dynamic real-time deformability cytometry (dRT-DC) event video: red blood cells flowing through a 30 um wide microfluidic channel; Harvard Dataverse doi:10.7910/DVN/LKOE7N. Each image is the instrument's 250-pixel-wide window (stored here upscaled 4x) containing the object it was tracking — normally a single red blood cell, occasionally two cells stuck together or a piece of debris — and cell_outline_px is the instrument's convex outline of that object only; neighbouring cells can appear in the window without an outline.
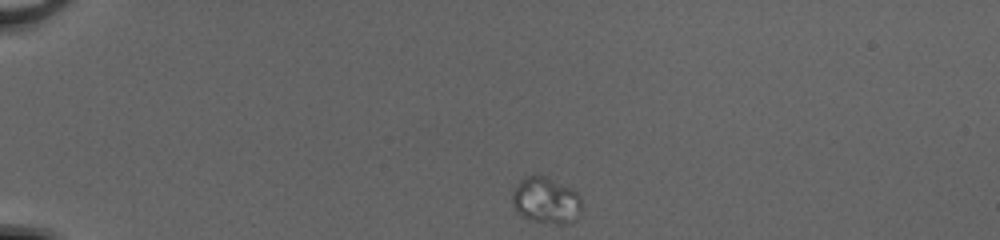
{"species": "common noctule bat (a hibernating species)", "species_latin": "Nyctalus noctula", "temperature_condition": "cold", "stored_images_in_passage": 17, "camera_frame_rate_fps": 3000, "um_per_image_px": 0.085, "animal": {"sex": "female", "body_mass_g": 20.0, "forearm_length_mm": 54.0}, "frame": {"image": 1, "passage_image": 1, "time_ms": 0.0, "image_size_px": [1000, 240], "cell_outline_px": [[580, 216], [572, 224], [560, 224], [532, 220], [516, 212], [512, 204], [512, 192], [516, 184], [524, 176], [536, 172], [572, 188], [580, 196]], "centroid_in_image_um": [46.4, 17.01], "position_along_channel_um": 38.6, "area_um2": 19.19}}
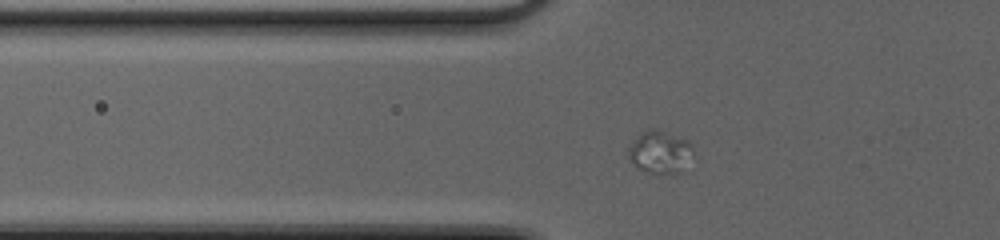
{"frame": {"image": 2, "passage_image": 8, "time_ms": 2.333, "image_size_px": [1000, 240], "cell_outline_px": [[692, 152], [680, 172], [648, 172], [640, 168], [628, 160], [628, 148], [636, 136], [640, 132], [648, 128], [652, 128], [688, 140], [692, 144]], "centroid_in_image_um": [56.04, 12.88], "position_along_channel_um": 69.8, "area_um2": 15.61}}
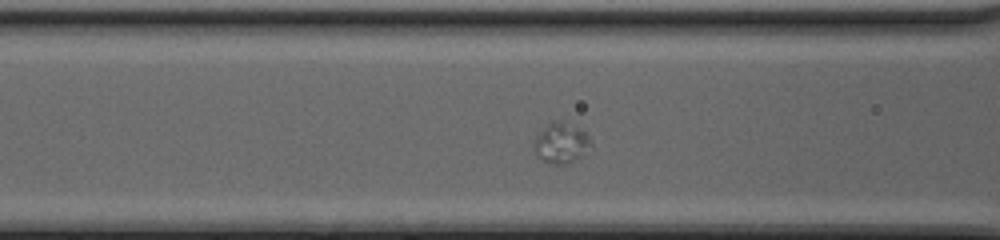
{"frame": {"image": 3, "passage_image": 12, "time_ms": 3.667, "image_size_px": [1000, 240], "cell_outline_px": [[592, 144], [580, 156], [568, 164], [552, 164], [536, 156], [532, 148], [532, 144], [536, 136], [548, 124], [560, 124], [584, 132], [592, 140]], "centroid_in_image_um": [47.64, 12.25], "position_along_channel_um": 119.0, "area_um2": 12.6}}